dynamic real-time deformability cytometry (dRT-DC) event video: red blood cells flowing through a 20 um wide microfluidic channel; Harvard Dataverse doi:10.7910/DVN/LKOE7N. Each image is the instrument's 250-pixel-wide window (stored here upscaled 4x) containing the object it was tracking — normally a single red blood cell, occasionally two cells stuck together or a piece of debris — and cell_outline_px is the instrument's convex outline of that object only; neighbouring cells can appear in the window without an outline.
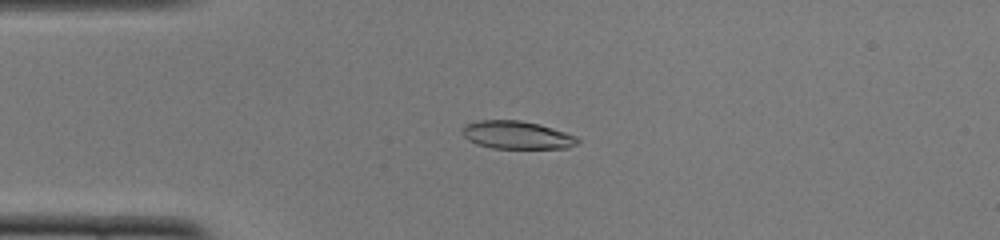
{"species": "common noctule bat (a hibernating species)", "species_latin": "Nyctalus noctula", "temperature_condition": "cold", "stored_images_in_passage": 51, "camera_frame_rate_fps": 3000, "um_per_image_px": 0.085, "animal": {"sex": "female", "body_mass_g": 22.0, "forearm_length_mm": 56.7}, "frame": {"image": 1, "passage_image": 12, "time_ms": 3.667, "image_size_px": [1000, 240], "cell_outline_px": [[580, 140], [576, 144], [568, 148], [492, 148], [476, 144], [468, 140], [464, 136], [464, 124], [480, 120], [520, 120], [540, 124], [576, 136]], "centroid_in_image_um": [43.93, 11.47], "position_along_channel_um": 41.1, "area_um2": 18.67}}
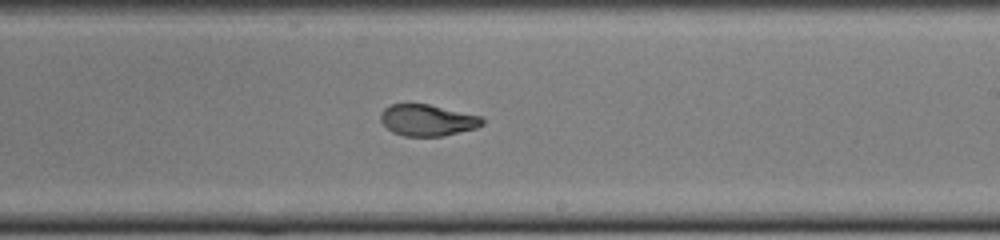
{"frame": {"image": 2, "passage_image": 30, "time_ms": 9.667, "image_size_px": [1000, 240], "cell_outline_px": [[484, 124], [476, 128], [444, 136], [404, 136], [392, 132], [380, 120], [380, 112], [384, 108], [392, 104], [428, 104], [480, 116], [484, 120]], "centroid_in_image_um": [36.32, 10.22], "position_along_channel_um": 252.7, "area_um2": 18.55}}
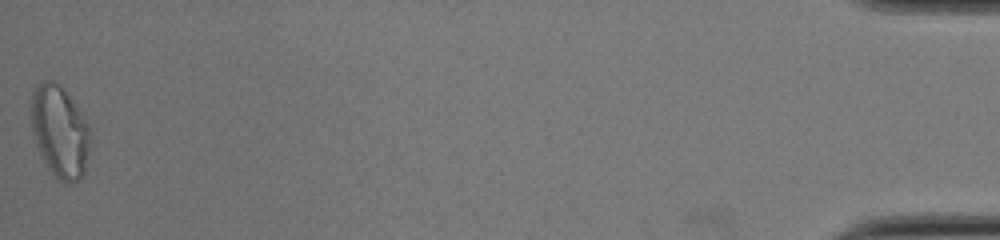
{"frame": {"image": 3, "passage_image": 51, "time_ms": 16.667, "image_size_px": [1000, 240], "cell_outline_px": [[88, 152], [84, 172], [80, 180], [72, 184], [64, 184], [48, 168], [36, 144], [32, 128], [28, 100], [36, 84], [44, 80], [52, 80], [76, 104], [84, 116], [88, 124]], "centroid_in_image_um": [5.03, 11.17], "position_along_channel_um": 430.2, "area_um2": 31.56}, "authors_computed_cell_mechanics": {"area_um2": 19.4208, "velocity_mm_per_s": 3.9039, "shape_relaxation_time_tau1_ms": 4.532, "shape_relaxation_time_tau2_ms": 1.2254, "deformation_change_tau1": 0.2056, "deformation_change_tau2": 0.0712}}